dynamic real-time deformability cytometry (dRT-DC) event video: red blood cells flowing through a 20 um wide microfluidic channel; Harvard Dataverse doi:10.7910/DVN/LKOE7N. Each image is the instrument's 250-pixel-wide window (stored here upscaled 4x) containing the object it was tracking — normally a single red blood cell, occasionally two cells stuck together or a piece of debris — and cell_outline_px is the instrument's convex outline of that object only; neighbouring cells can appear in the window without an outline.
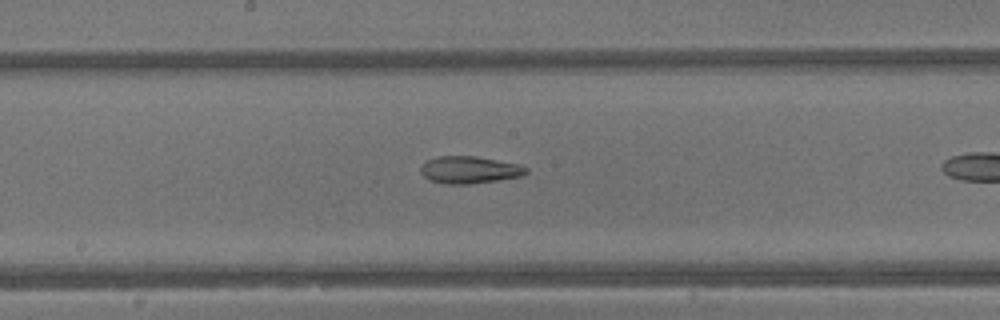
{"species": "common noctule bat (a hibernating species)", "species_latin": "Nyctalus noctula", "temperature_condition": "warm", "stored_images_in_passage": 13, "camera_frame_rate_fps": 3000, "um_per_image_px": 0.085, "animal": {"sex": "male", "body_mass_g": 13.3}, "frame": {"image": 1, "passage_image": 10, "time_ms": 3.0, "image_size_px": [1000, 320], "cell_outline_px": [[528, 172], [520, 176], [496, 180], [468, 184], [444, 184], [428, 180], [420, 172], [420, 164], [436, 156], [476, 156], [520, 164], [528, 168]], "centroid_in_image_um": [39.86, 14.43], "position_along_channel_um": 208.3, "area_um2": 16.82}}